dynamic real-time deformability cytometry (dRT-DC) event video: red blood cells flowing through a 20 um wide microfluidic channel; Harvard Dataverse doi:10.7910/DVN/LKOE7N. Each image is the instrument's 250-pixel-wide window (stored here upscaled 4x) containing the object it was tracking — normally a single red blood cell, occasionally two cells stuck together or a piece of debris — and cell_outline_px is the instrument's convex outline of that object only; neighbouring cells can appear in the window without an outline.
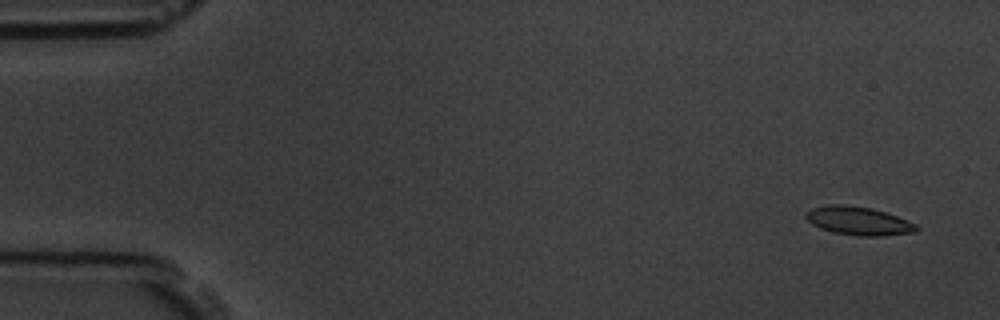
{"species": "common noctule bat (a hibernating species)", "species_latin": "Nyctalus noctula", "temperature_condition": "room temperature", "stored_images_in_passage": 10, "camera_frame_rate_fps": 3000, "um_per_image_px": 0.085, "animal": {"sex": "male", "body_mass_g": 19.5, "forearm_length_mm": 54.6}, "frame": {"image": 1, "passage_image": 1, "time_ms": 0.0, "image_size_px": [1000, 320], "cell_outline_px": [[920, 228], [916, 232], [884, 236], [856, 236], [832, 232], [820, 228], [812, 224], [804, 216], [804, 212], [812, 208], [832, 204], [844, 204], [872, 208], [896, 216], [916, 224]], "centroid_in_image_um": [72.96, 18.78], "position_along_channel_um": 12.0, "area_um2": 18.44}}
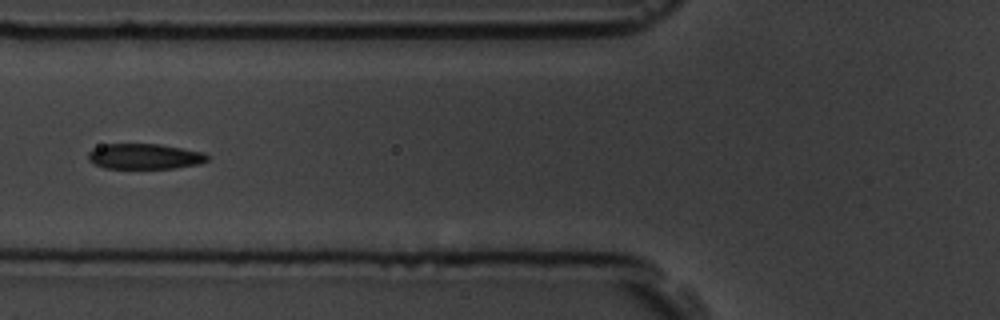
{"frame": {"image": 2, "passage_image": 6, "time_ms": 6.0, "image_size_px": [1000, 320], "cell_outline_px": [[208, 160], [200, 164], [172, 168], [104, 168], [88, 160], [88, 152], [92, 148], [104, 144], [160, 144], [204, 152], [208, 156]], "centroid_in_image_um": [12.28, 13.29], "position_along_channel_um": 113.5, "area_um2": 17.69}}
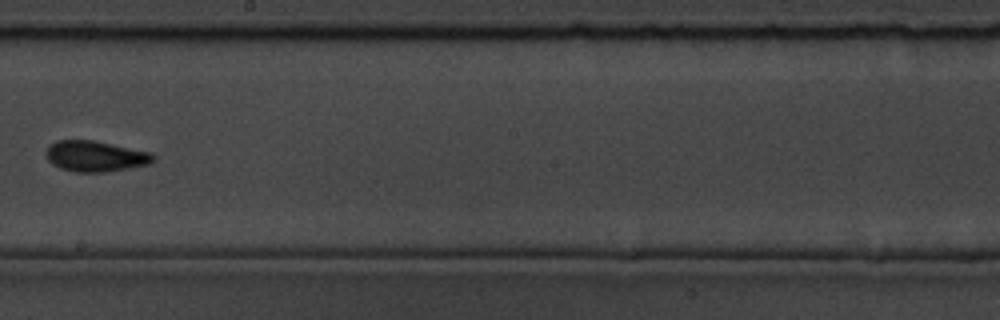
{"frame": {"image": 3, "passage_image": 9, "time_ms": 9.333, "image_size_px": [1000, 320], "cell_outline_px": [[156, 160], [152, 164], [108, 172], [76, 172], [60, 168], [52, 164], [48, 160], [44, 152], [56, 140], [92, 140], [152, 152], [156, 156]], "centroid_in_image_um": [8.16, 13.29], "position_along_channel_um": 240.0, "area_um2": 19.48}}